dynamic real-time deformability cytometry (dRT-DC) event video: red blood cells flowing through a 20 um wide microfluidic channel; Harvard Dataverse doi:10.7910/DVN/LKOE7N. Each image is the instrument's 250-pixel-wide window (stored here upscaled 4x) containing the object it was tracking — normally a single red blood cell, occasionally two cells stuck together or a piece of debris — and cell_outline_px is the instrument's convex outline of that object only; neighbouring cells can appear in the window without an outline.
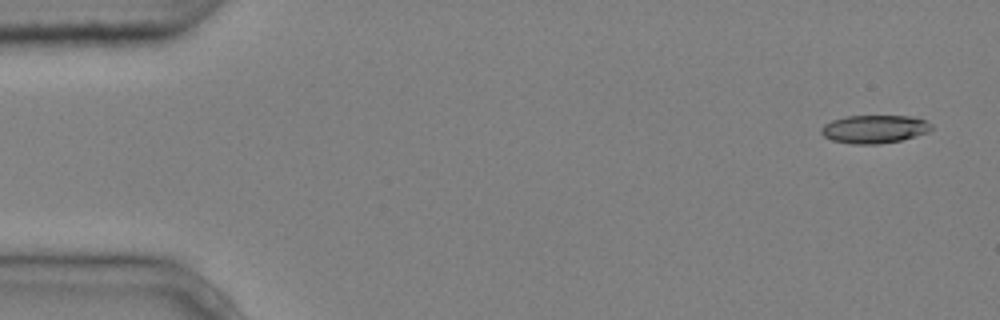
{"species": "common noctule bat (a hibernating species)", "species_latin": "Nyctalus noctula", "temperature_condition": "cold", "stored_images_in_passage": 9, "camera_frame_rate_fps": 3000, "um_per_image_px": 0.085, "animal": {"sex": "male", "body_mass_g": 20.4}, "frame": {"image": 1, "passage_image": 1, "time_ms": 0.0, "image_size_px": [1000, 320], "cell_outline_px": [[932, 128], [928, 132], [900, 140], [880, 144], [852, 144], [832, 140], [824, 136], [820, 132], [820, 128], [824, 124], [832, 120], [848, 116], [912, 116], [924, 120], [932, 124]], "centroid_in_image_um": [74.3, 10.97], "position_along_channel_um": 10.7, "area_um2": 18.03}}
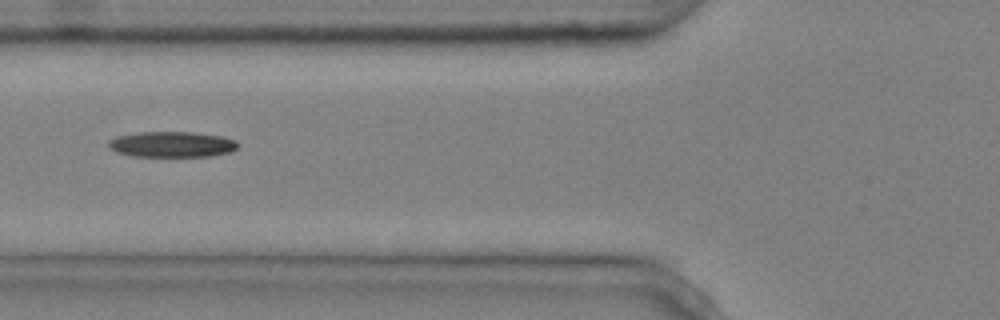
{"frame": {"image": 2, "passage_image": 6, "time_ms": 1.667, "image_size_px": [1000, 320], "cell_outline_px": [[240, 144], [236, 148], [228, 152], [208, 156], [136, 156], [116, 152], [108, 148], [108, 140], [116, 136], [140, 132], [192, 132], [220, 136], [236, 140]], "centroid_in_image_um": [14.58, 12.26], "position_along_channel_um": 111.2, "area_um2": 19.25}}
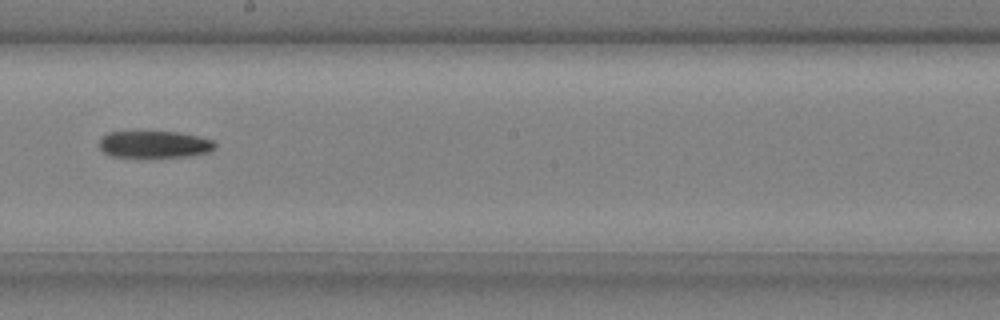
{"frame": {"image": 3, "passage_image": 9, "time_ms": 2.667, "image_size_px": [1000, 320], "cell_outline_px": [[216, 144], [208, 152], [188, 156], [112, 156], [104, 152], [100, 148], [100, 140], [108, 132], [176, 132], [196, 136], [212, 140]], "centroid_in_image_um": [13.11, 12.26], "position_along_channel_um": 235.1, "area_um2": 17.57}}